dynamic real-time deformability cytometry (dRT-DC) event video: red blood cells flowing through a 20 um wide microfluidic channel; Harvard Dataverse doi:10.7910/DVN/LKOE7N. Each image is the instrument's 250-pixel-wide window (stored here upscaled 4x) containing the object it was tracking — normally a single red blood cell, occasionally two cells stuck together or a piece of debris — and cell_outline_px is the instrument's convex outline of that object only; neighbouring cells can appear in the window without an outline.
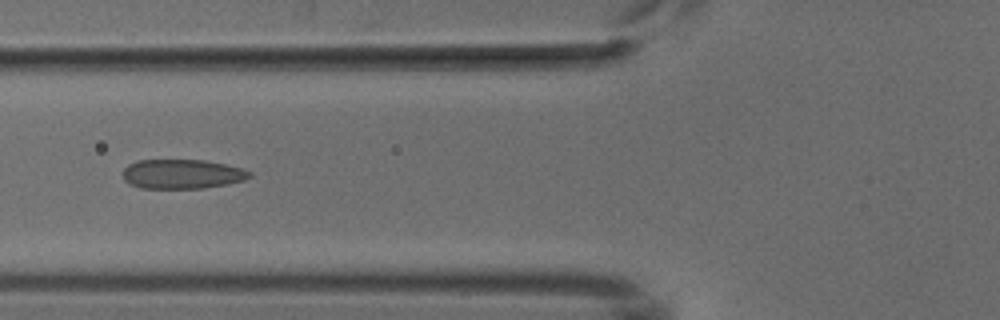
{"species": "common noctule bat (a hibernating species)", "species_latin": "Nyctalus noctula", "temperature_condition": "cold", "stored_images_in_passage": 6, "camera_frame_rate_fps": 3000, "um_per_image_px": 0.085, "animal": {"sex": "male", "body_mass_g": 18.8}, "frame": {"image": 1, "passage_image": 6, "time_ms": 6.0, "image_size_px": [1000, 320], "cell_outline_px": [[252, 176], [244, 180], [204, 188], [140, 188], [128, 184], [124, 180], [124, 168], [128, 164], [136, 160], [204, 160], [244, 168], [252, 172]], "centroid_in_image_um": [15.47, 14.79], "position_along_channel_um": 110.3, "area_um2": 21.79}}